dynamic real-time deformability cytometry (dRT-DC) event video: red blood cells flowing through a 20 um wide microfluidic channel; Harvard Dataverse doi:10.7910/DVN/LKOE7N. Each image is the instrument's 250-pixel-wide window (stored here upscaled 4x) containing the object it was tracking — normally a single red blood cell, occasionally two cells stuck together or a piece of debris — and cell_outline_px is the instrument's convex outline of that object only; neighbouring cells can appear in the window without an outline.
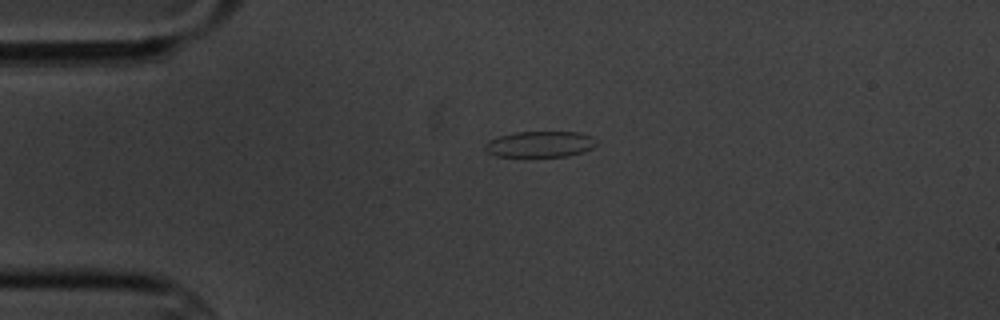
{"species": "common noctule bat (a hibernating species)", "species_latin": "Nyctalus noctula", "temperature_condition": "cold", "stored_images_in_passage": 1, "camera_frame_rate_fps": 3000, "um_per_image_px": 0.085, "animal": {"sex": "male", "body_mass_g": 20.1, "forearm_length_mm": 53.5}, "frame": {"image": 1, "passage_image": 1, "time_ms": 0.0, "image_size_px": [1000, 320], "cell_outline_px": [[596, 144], [592, 148], [584, 152], [568, 156], [496, 156], [488, 152], [484, 148], [484, 144], [488, 140], [500, 136], [516, 132], [580, 132], [592, 136], [596, 140]], "centroid_in_image_um": [45.92, 12.25], "position_along_channel_um": 39.1, "area_um2": 16.88}}